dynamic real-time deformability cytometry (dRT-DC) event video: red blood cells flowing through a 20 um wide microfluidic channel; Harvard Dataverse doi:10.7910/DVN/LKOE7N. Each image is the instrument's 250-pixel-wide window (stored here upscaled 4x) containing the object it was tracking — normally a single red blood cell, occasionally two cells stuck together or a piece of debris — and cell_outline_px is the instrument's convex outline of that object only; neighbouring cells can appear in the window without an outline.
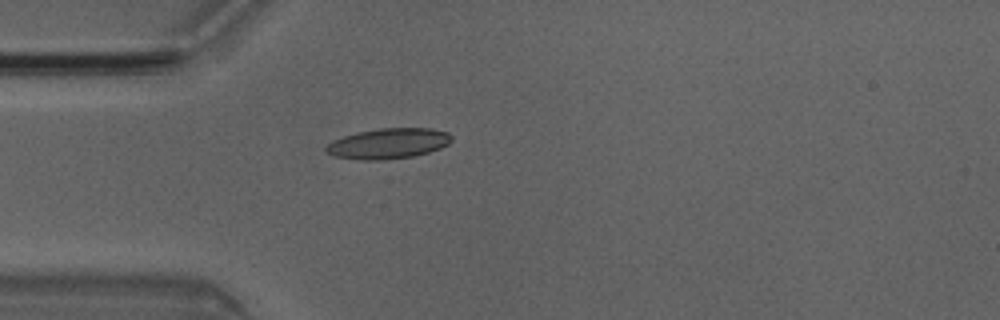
{"species": "Egyptian fruit bat (a non-hibernating species)", "species_latin": "Rousettus aegyptiacus", "temperature_condition": "room temperature", "stored_images_in_passage": 4, "camera_frame_rate_fps": 3000, "um_per_image_px": 0.085, "animal": {"sex": "male"}, "frame": {"image": 1, "passage_image": 4, "time_ms": 1.0, "image_size_px": [1000, 320], "cell_outline_px": [[452, 140], [448, 144], [440, 148], [428, 152], [412, 156], [384, 160], [360, 160], [336, 156], [324, 152], [324, 148], [328, 144], [344, 136], [356, 132], [380, 128], [432, 128], [448, 132], [452, 136]], "centroid_in_image_um": [33.02, 12.19], "position_along_channel_um": 52.0, "area_um2": 22.25}}